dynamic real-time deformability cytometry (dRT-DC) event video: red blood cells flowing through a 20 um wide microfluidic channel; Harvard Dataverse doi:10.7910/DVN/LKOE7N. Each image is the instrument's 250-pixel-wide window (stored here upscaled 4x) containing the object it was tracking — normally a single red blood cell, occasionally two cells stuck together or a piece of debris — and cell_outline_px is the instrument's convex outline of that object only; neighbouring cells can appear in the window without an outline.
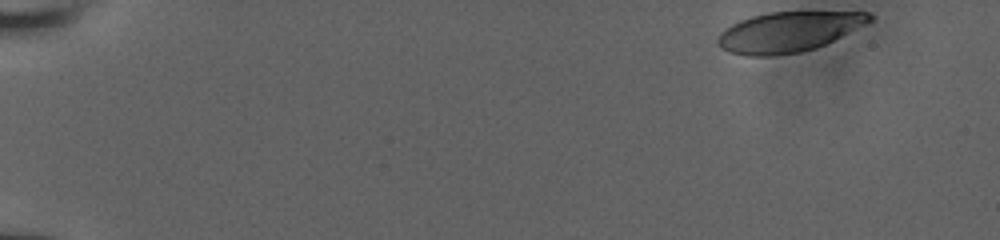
{"species": "human", "species_latin": "Homo sapiens", "temperature_condition": "room temperature", "stored_images_in_passage": 13, "camera_frame_rate_fps": 3000, "um_per_image_px": 0.085, "donor": {"sex": "male"}, "frame": {"image": 1, "passage_image": 1, "time_ms": 0.0, "image_size_px": [1000, 240], "cell_outline_px": [[872, 20], [816, 48], [800, 52], [772, 56], [748, 56], [728, 52], [720, 48], [716, 44], [716, 40], [720, 32], [724, 28], [740, 20], [752, 16], [768, 12], [868, 12], [872, 16]], "centroid_in_image_um": [66.92, 2.72], "position_along_channel_um": 18.1, "area_um2": 35.26}}
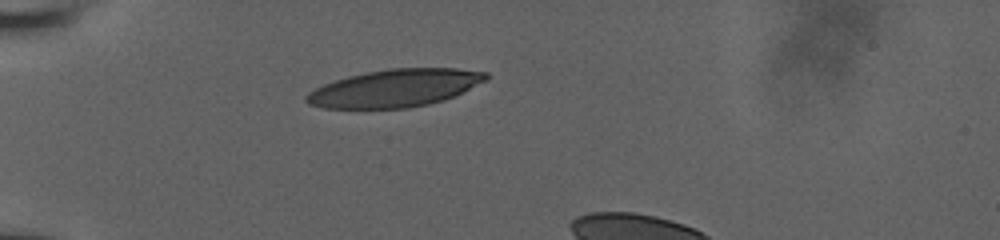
{"frame": {"image": 2, "passage_image": 9, "time_ms": 4.333, "image_size_px": [1000, 240], "cell_outline_px": [[488, 80], [444, 100], [428, 104], [408, 108], [324, 108], [308, 104], [304, 100], [304, 96], [308, 92], [324, 84], [348, 76], [388, 68], [456, 68], [488, 72]], "centroid_in_image_um": [33.57, 7.49], "position_along_channel_um": 51.4, "area_um2": 39.3}}
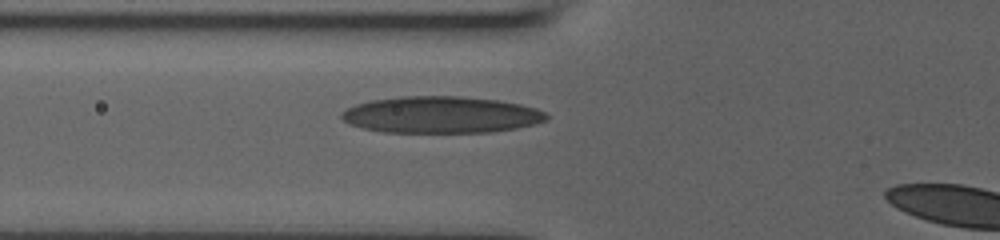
{"frame": {"image": 3, "passage_image": 12, "time_ms": 6.0, "image_size_px": [1000, 240], "cell_outline_px": [[548, 120], [536, 124], [516, 128], [492, 132], [384, 132], [364, 128], [348, 124], [340, 116], [348, 108], [356, 104], [372, 100], [400, 96], [460, 96], [496, 100], [520, 104], [536, 108], [544, 112], [548, 116]], "centroid_in_image_um": [37.51, 9.75], "position_along_channel_um": 88.3, "area_um2": 43.7}}